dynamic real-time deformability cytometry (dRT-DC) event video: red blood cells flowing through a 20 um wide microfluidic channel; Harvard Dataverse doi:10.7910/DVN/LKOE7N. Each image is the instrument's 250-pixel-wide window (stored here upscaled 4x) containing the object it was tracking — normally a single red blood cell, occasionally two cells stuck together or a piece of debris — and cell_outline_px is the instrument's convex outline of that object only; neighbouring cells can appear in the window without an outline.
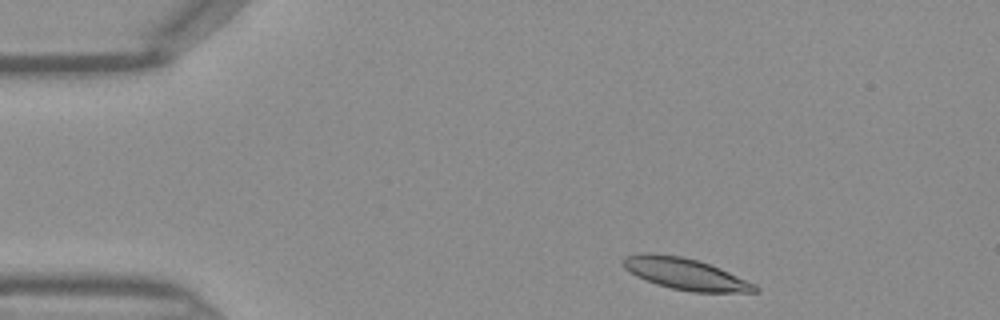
{"species": "Egyptian fruit bat (a non-hibernating species)", "species_latin": "Rousettus aegyptiacus", "temperature_condition": "warm", "stored_images_in_passage": 34, "camera_frame_rate_fps": 3000, "um_per_image_px": 0.085, "frame": {"image": 1, "passage_image": 1, "time_ms": 0.0, "image_size_px": [1000, 320], "cell_outline_px": [[760, 292], [692, 292], [672, 288], [656, 284], [636, 276], [624, 268], [620, 260], [624, 256], [640, 252], [656, 252], [680, 256], [696, 260], [720, 268], [756, 284], [760, 288]], "centroid_in_image_um": [58.21, 23.26], "position_along_channel_um": 26.8, "area_um2": 24.45}}
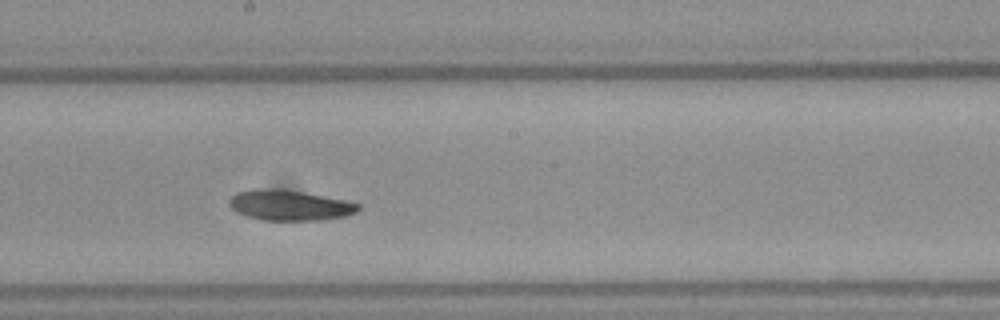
{"frame": {"image": 2, "passage_image": 19, "time_ms": 6.0, "image_size_px": [1000, 320], "cell_outline_px": [[360, 208], [356, 212], [344, 216], [320, 220], [260, 220], [236, 212], [228, 204], [228, 200], [236, 192], [256, 188], [280, 188], [304, 192], [344, 200], [360, 204]], "centroid_in_image_um": [24.57, 17.43], "position_along_channel_um": 223.6, "area_um2": 22.95}}
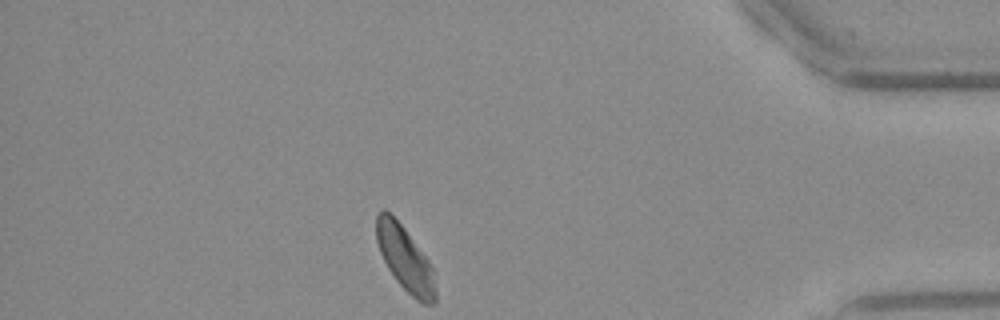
{"frame": {"image": 3, "passage_image": 34, "time_ms": 11.0, "image_size_px": [1000, 320], "cell_outline_px": [[436, 300], [432, 304], [424, 304], [416, 300], [396, 280], [388, 268], [380, 252], [376, 240], [376, 216], [384, 208], [404, 228], [428, 260], [432, 268], [436, 288]], "centroid_in_image_um": [34.43, 22.01], "position_along_channel_um": 400.8, "area_um2": 21.91}}